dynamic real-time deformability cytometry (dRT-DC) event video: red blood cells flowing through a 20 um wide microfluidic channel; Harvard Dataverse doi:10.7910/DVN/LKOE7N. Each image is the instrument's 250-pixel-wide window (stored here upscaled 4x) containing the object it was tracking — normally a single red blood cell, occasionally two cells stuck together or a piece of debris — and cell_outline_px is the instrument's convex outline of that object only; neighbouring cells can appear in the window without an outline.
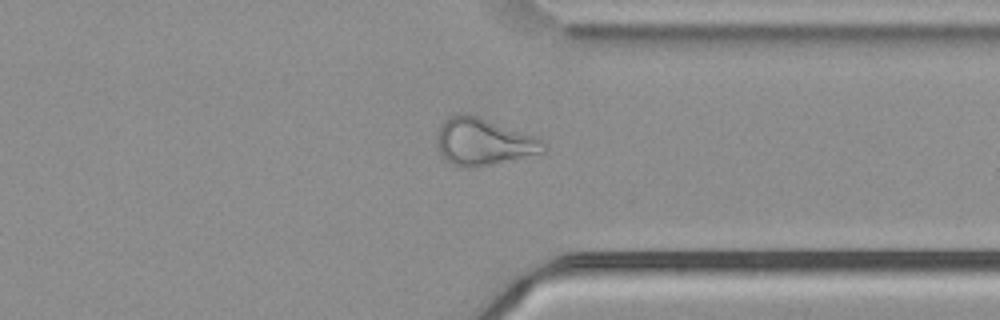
{"species": "common noctule bat (a hibernating species)", "species_latin": "Nyctalus noctula", "temperature_condition": "cold", "stored_images_in_passage": 54, "camera_frame_rate_fps": 3000, "um_per_image_px": 0.085, "animal": {"sex": "male", "body_mass_g": 21.5, "forearm_length_mm": 52.0}, "frame": {"image": 1, "passage_image": 42, "time_ms": 13.667, "image_size_px": [1000, 320], "cell_outline_px": [[544, 152], [480, 168], [460, 168], [452, 164], [440, 152], [436, 140], [436, 136], [440, 124], [448, 116], [456, 112], [468, 112], [536, 136], [544, 144]], "centroid_in_image_um": [41.05, 12.03], "position_along_channel_um": 370.3, "area_um2": 29.77}}
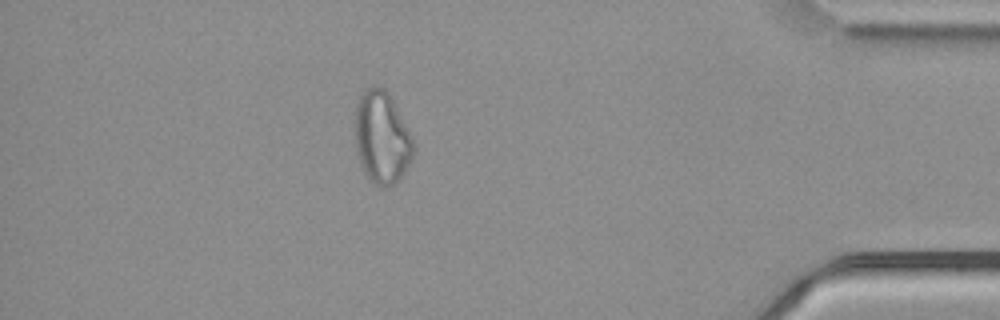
{"frame": {"image": 2, "passage_image": 48, "time_ms": 15.667, "image_size_px": [1000, 320], "cell_outline_px": [[416, 152], [400, 180], [388, 188], [380, 188], [368, 180], [360, 164], [356, 148], [356, 104], [360, 92], [364, 88], [376, 84], [380, 84], [388, 92], [408, 128], [412, 136], [416, 148]], "centroid_in_image_um": [32.47, 11.7], "position_along_channel_um": 402.7, "area_um2": 32.19}}